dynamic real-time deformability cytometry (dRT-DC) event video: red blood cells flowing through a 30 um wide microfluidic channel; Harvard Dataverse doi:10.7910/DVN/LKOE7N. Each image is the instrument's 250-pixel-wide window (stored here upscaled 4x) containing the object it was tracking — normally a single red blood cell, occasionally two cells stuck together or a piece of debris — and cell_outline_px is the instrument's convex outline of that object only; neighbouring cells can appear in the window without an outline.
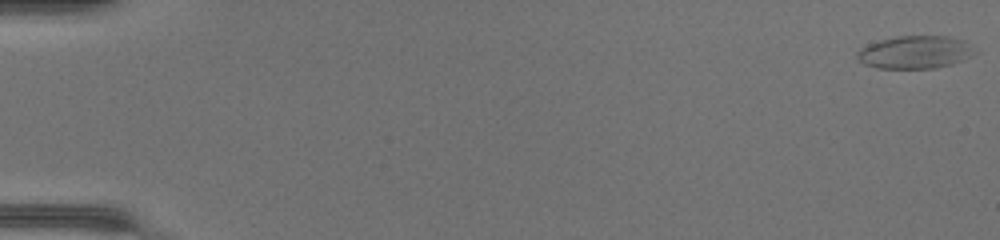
{"species": "common noctule bat (a hibernating species)", "species_latin": "Nyctalus noctula", "temperature_condition": "warm", "stored_images_in_passage": 50, "camera_frame_rate_fps": 3000, "um_per_image_px": 0.085, "animal": {"sex": "female", "body_mass_g": 17.0, "forearm_length_mm": 48.0}, "frame": {"image": 1, "passage_image": 1, "time_ms": 0.0, "image_size_px": [1000, 240], "cell_outline_px": [[980, 52], [964, 60], [952, 64], [936, 68], [880, 68], [864, 64], [856, 56], [856, 52], [860, 48], [868, 44], [880, 40], [896, 36], [948, 36], [964, 40]], "centroid_in_image_um": [77.83, 4.43], "position_along_channel_um": 7.2, "area_um2": 22.72}}
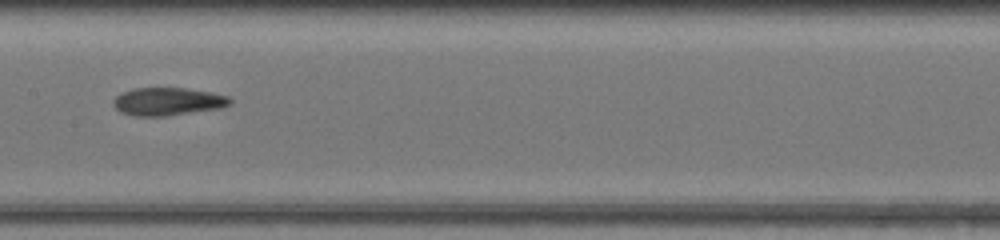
{"frame": {"image": 2, "passage_image": 27, "time_ms": 8.667, "image_size_px": [1000, 240], "cell_outline_px": [[232, 104], [220, 108], [164, 116], [136, 116], [120, 112], [112, 104], [112, 100], [120, 92], [136, 88], [184, 88], [208, 92], [228, 96], [232, 100]], "centroid_in_image_um": [14.22, 8.63], "position_along_channel_um": 193.2, "area_um2": 18.9}}
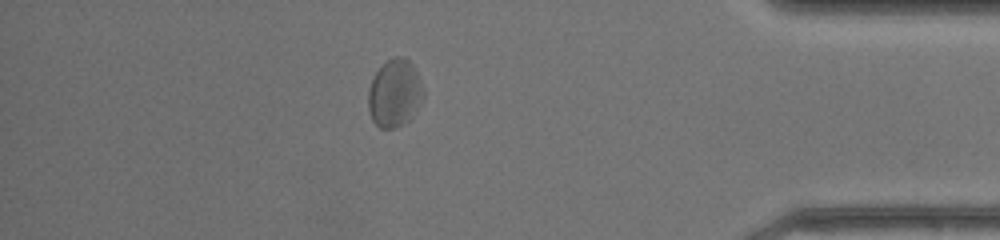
{"frame": {"image": 3, "passage_image": 44, "time_ms": 14.333, "image_size_px": [1000, 240], "cell_outline_px": [[424, 96], [416, 112], [404, 124], [392, 128], [380, 128], [372, 120], [368, 108], [368, 92], [372, 80], [376, 72], [388, 60], [396, 56], [404, 56], [412, 64], [424, 88]], "centroid_in_image_um": [33.56, 7.94], "position_along_channel_um": 401.6, "area_um2": 21.68}, "authors_computed_cell_mechanics": {"area_um2": 19.9988, "velocity_mm_per_s": 4.2861, "shape_relaxation_time_tau1_ms": null, "shape_relaxation_time_tau2_ms": 1.8744, "deformation_change_tau1": null, "deformation_change_tau2": 0.0877}}